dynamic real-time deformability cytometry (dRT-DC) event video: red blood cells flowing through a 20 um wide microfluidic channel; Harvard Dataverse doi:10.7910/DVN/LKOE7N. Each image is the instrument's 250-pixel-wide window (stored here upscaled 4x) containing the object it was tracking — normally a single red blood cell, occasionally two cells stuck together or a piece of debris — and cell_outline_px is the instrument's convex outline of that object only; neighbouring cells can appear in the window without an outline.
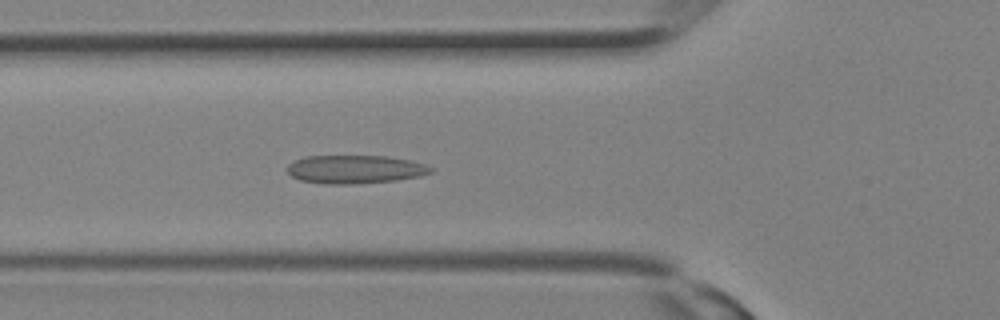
{"species": "Egyptian fruit bat (a non-hibernating species)", "species_latin": "Rousettus aegyptiacus", "temperature_condition": "room temperature", "stored_images_in_passage": 8, "camera_frame_rate_fps": 3000, "um_per_image_px": 0.085, "animal": {"sex": "female"}, "frame": {"image": 1, "passage_image": 6, "time_ms": 1.667, "image_size_px": [1000, 320], "cell_outline_px": [[432, 172], [420, 176], [396, 180], [356, 184], [324, 184], [300, 180], [292, 176], [288, 172], [288, 164], [292, 160], [304, 156], [384, 156], [408, 160], [424, 164], [432, 168]], "centroid_in_image_um": [30.13, 14.39], "position_along_channel_um": 95.7, "area_um2": 23.7}}
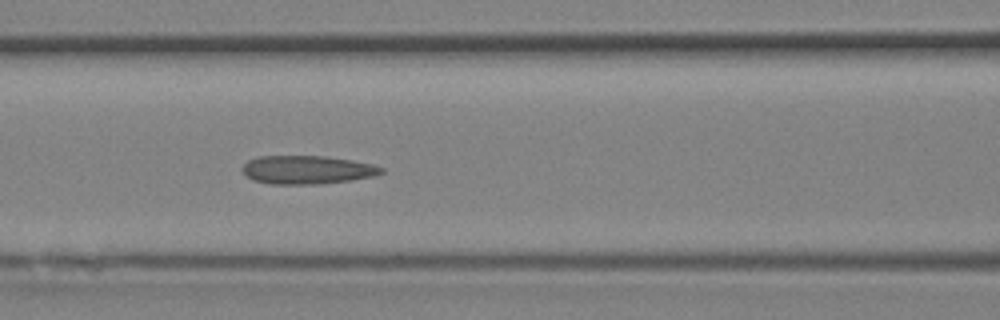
{"frame": {"image": 2, "passage_image": 8, "time_ms": 2.333, "image_size_px": [1000, 320], "cell_outline_px": [[384, 172], [376, 176], [352, 180], [316, 184], [268, 184], [252, 180], [240, 168], [248, 160], [256, 156], [324, 156], [352, 160], [372, 164], [384, 168]], "centroid_in_image_um": [26.1, 14.43], "position_along_channel_um": 140.5, "area_um2": 23.18}}